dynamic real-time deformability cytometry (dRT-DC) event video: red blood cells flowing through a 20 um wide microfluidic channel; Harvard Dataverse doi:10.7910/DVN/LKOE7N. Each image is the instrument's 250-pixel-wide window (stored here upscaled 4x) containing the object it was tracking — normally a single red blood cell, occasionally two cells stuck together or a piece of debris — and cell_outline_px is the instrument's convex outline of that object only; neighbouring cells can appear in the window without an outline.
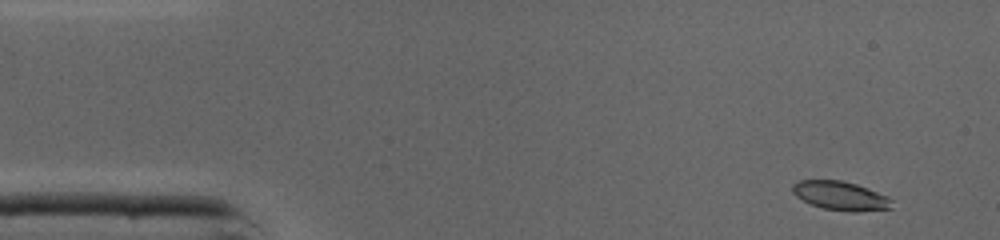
{"species": "common noctule bat (a hibernating species)", "species_latin": "Nyctalus noctula", "temperature_condition": "cold", "stored_images_in_passage": 46, "camera_frame_rate_fps": 3000, "um_per_image_px": 0.085, "animal": {"sex": "male", "body_mass_g": 19.0, "forearm_length_mm": 50.8}, "frame": {"image": 1, "passage_image": 2, "time_ms": 0.333, "image_size_px": [1000, 240], "cell_outline_px": [[892, 208], [856, 212], [852, 212], [824, 208], [812, 204], [796, 196], [792, 192], [792, 184], [800, 180], [840, 180], [856, 184], [868, 188], [888, 196], [892, 200]], "centroid_in_image_um": [71.46, 16.63], "position_along_channel_um": 13.5, "area_um2": 16.65}}
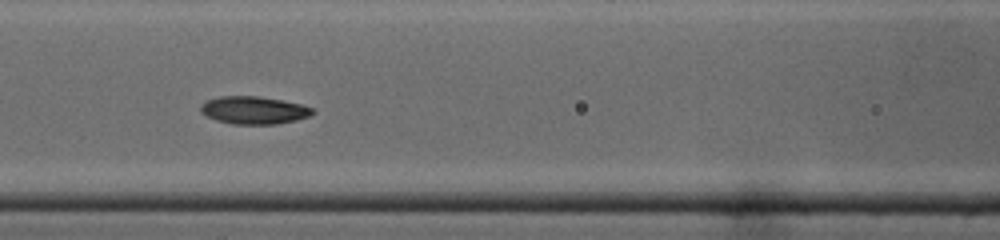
{"frame": {"image": 2, "passage_image": 18, "time_ms": 5.667, "image_size_px": [1000, 240], "cell_outline_px": [[316, 112], [308, 116], [296, 120], [276, 124], [232, 124], [216, 120], [204, 116], [200, 112], [200, 108], [208, 100], [220, 96], [260, 96], [300, 104], [316, 108]], "centroid_in_image_um": [21.59, 9.37], "position_along_channel_um": 145.0, "area_um2": 18.09}}
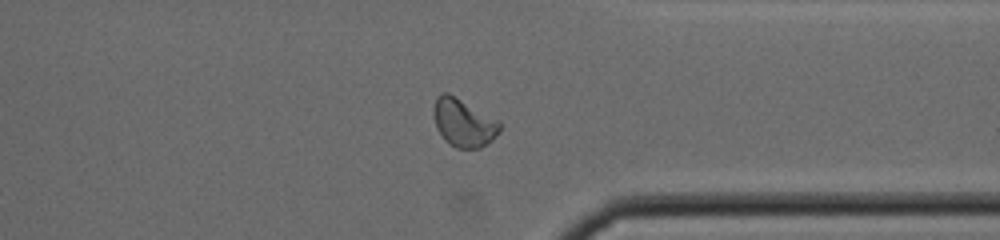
{"frame": {"image": 3, "passage_image": 34, "time_ms": 11.0, "image_size_px": [1000, 240], "cell_outline_px": [[500, 132], [488, 144], [480, 148], [456, 148], [448, 144], [444, 140], [436, 128], [432, 112], [436, 96], [440, 92], [448, 92], [500, 120]], "centroid_in_image_um": [39.39, 10.42], "position_along_channel_um": 372.0, "area_um2": 18.96}, "authors_computed_cell_mechanics": {"area_um2": 17.8024, "velocity_mm_per_s": 4.3392, "shape_relaxation_time_tau1_ms": 4.6039, "shape_relaxation_time_tau2_ms": 9.1291, "deformation_change_tau1": 0.1428, "deformation_change_tau2": 0.1349}}